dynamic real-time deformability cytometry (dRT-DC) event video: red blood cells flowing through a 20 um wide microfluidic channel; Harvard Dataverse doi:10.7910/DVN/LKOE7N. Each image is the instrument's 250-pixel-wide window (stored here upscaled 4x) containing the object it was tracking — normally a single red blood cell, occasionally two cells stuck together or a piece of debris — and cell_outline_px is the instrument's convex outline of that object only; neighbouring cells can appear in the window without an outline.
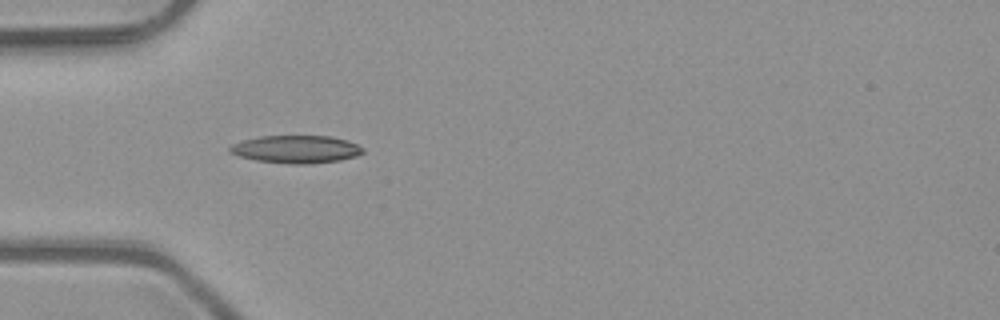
{"species": "common noctule bat (a hibernating species)", "species_latin": "Nyctalus noctula", "temperature_condition": "room temperature", "stored_images_in_passage": 2, "camera_frame_rate_fps": 3000, "um_per_image_px": 0.085, "animal": {"sex": "male", "body_mass_g": 23.1, "forearm_length_mm": 52.7}, "frame": {"image": 1, "passage_image": 1, "time_ms": 0.0, "image_size_px": [1000, 320], "cell_outline_px": [[364, 152], [356, 156], [340, 160], [312, 164], [292, 164], [256, 160], [240, 156], [228, 152], [228, 148], [232, 144], [244, 140], [260, 136], [332, 136], [348, 140], [364, 148]], "centroid_in_image_um": [25.19, 12.68], "position_along_channel_um": 59.8, "area_um2": 21.56}}
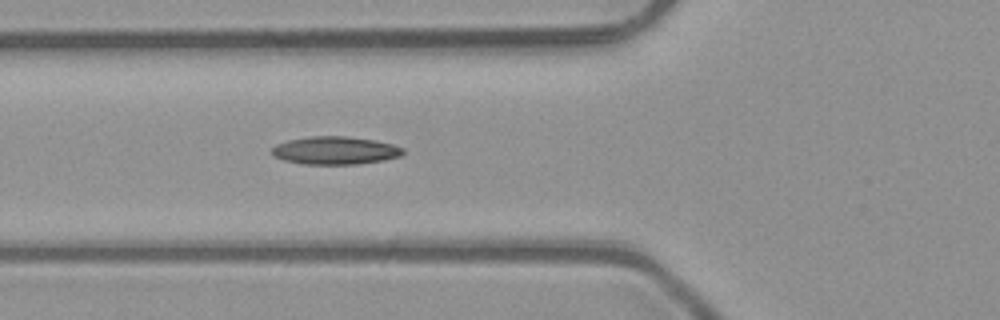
{"frame": {"image": 2, "passage_image": 2, "time_ms": 0.333, "image_size_px": [1000, 320], "cell_outline_px": [[404, 152], [400, 156], [384, 160], [356, 164], [304, 164], [284, 160], [276, 156], [272, 152], [272, 148], [276, 144], [288, 140], [312, 136], [348, 136], [376, 140], [392, 144], [404, 148]], "centroid_in_image_um": [28.52, 12.78], "position_along_channel_um": 97.3, "area_um2": 21.27}}